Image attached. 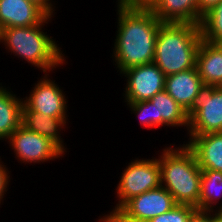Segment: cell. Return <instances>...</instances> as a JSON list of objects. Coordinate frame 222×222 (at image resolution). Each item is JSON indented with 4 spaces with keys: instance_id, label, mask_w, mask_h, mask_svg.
<instances>
[{
    "instance_id": "1",
    "label": "cell",
    "mask_w": 222,
    "mask_h": 222,
    "mask_svg": "<svg viewBox=\"0 0 222 222\" xmlns=\"http://www.w3.org/2000/svg\"><path fill=\"white\" fill-rule=\"evenodd\" d=\"M115 3L117 33L110 58L121 75L128 68L154 62L156 39L162 22L149 8H137L125 0Z\"/></svg>"
},
{
    "instance_id": "2",
    "label": "cell",
    "mask_w": 222,
    "mask_h": 222,
    "mask_svg": "<svg viewBox=\"0 0 222 222\" xmlns=\"http://www.w3.org/2000/svg\"><path fill=\"white\" fill-rule=\"evenodd\" d=\"M53 16H47L40 24L28 27H9L0 29V44L22 61L38 68L41 72L52 73L64 64L67 56L63 53L60 44L54 36L47 34V24L51 23ZM66 56V57H65Z\"/></svg>"
},
{
    "instance_id": "3",
    "label": "cell",
    "mask_w": 222,
    "mask_h": 222,
    "mask_svg": "<svg viewBox=\"0 0 222 222\" xmlns=\"http://www.w3.org/2000/svg\"><path fill=\"white\" fill-rule=\"evenodd\" d=\"M158 157L161 186L177 204L191 205L198 210L200 197L201 168L193 151L183 143L164 147Z\"/></svg>"
},
{
    "instance_id": "4",
    "label": "cell",
    "mask_w": 222,
    "mask_h": 222,
    "mask_svg": "<svg viewBox=\"0 0 222 222\" xmlns=\"http://www.w3.org/2000/svg\"><path fill=\"white\" fill-rule=\"evenodd\" d=\"M201 41L199 25L161 23L156 39L154 63L165 76L194 68Z\"/></svg>"
},
{
    "instance_id": "5",
    "label": "cell",
    "mask_w": 222,
    "mask_h": 222,
    "mask_svg": "<svg viewBox=\"0 0 222 222\" xmlns=\"http://www.w3.org/2000/svg\"><path fill=\"white\" fill-rule=\"evenodd\" d=\"M152 159H132L128 166L122 170L120 181L116 186L117 203L107 214L99 216V222H106L114 215L128 200L139 196L146 191L158 188L161 185L160 165L158 157Z\"/></svg>"
},
{
    "instance_id": "6",
    "label": "cell",
    "mask_w": 222,
    "mask_h": 222,
    "mask_svg": "<svg viewBox=\"0 0 222 222\" xmlns=\"http://www.w3.org/2000/svg\"><path fill=\"white\" fill-rule=\"evenodd\" d=\"M131 114H135L140 125L147 129L158 127H183L188 131L187 112L165 91H161L150 100L127 103ZM186 127V128H185Z\"/></svg>"
},
{
    "instance_id": "7",
    "label": "cell",
    "mask_w": 222,
    "mask_h": 222,
    "mask_svg": "<svg viewBox=\"0 0 222 222\" xmlns=\"http://www.w3.org/2000/svg\"><path fill=\"white\" fill-rule=\"evenodd\" d=\"M187 114L189 127L186 135L222 132V87L204 84Z\"/></svg>"
},
{
    "instance_id": "8",
    "label": "cell",
    "mask_w": 222,
    "mask_h": 222,
    "mask_svg": "<svg viewBox=\"0 0 222 222\" xmlns=\"http://www.w3.org/2000/svg\"><path fill=\"white\" fill-rule=\"evenodd\" d=\"M13 153L15 160L20 163L42 164L54 161L65 156V154L48 138L36 132L28 130L22 124L6 140Z\"/></svg>"
},
{
    "instance_id": "9",
    "label": "cell",
    "mask_w": 222,
    "mask_h": 222,
    "mask_svg": "<svg viewBox=\"0 0 222 222\" xmlns=\"http://www.w3.org/2000/svg\"><path fill=\"white\" fill-rule=\"evenodd\" d=\"M176 205L174 197L160 185L128 200L107 221H150Z\"/></svg>"
},
{
    "instance_id": "10",
    "label": "cell",
    "mask_w": 222,
    "mask_h": 222,
    "mask_svg": "<svg viewBox=\"0 0 222 222\" xmlns=\"http://www.w3.org/2000/svg\"><path fill=\"white\" fill-rule=\"evenodd\" d=\"M50 74L44 73V76L33 84L30 94L23 97L22 110H33L53 118H69L68 98L63 87H59L56 80L50 78Z\"/></svg>"
},
{
    "instance_id": "11",
    "label": "cell",
    "mask_w": 222,
    "mask_h": 222,
    "mask_svg": "<svg viewBox=\"0 0 222 222\" xmlns=\"http://www.w3.org/2000/svg\"><path fill=\"white\" fill-rule=\"evenodd\" d=\"M121 78L126 81L123 95L125 103L150 100L165 89V75L153 62L124 70Z\"/></svg>"
},
{
    "instance_id": "12",
    "label": "cell",
    "mask_w": 222,
    "mask_h": 222,
    "mask_svg": "<svg viewBox=\"0 0 222 222\" xmlns=\"http://www.w3.org/2000/svg\"><path fill=\"white\" fill-rule=\"evenodd\" d=\"M48 14L30 0H0V29L40 24Z\"/></svg>"
},
{
    "instance_id": "13",
    "label": "cell",
    "mask_w": 222,
    "mask_h": 222,
    "mask_svg": "<svg viewBox=\"0 0 222 222\" xmlns=\"http://www.w3.org/2000/svg\"><path fill=\"white\" fill-rule=\"evenodd\" d=\"M204 85L196 66L165 77V91L188 112L196 100V96Z\"/></svg>"
},
{
    "instance_id": "14",
    "label": "cell",
    "mask_w": 222,
    "mask_h": 222,
    "mask_svg": "<svg viewBox=\"0 0 222 222\" xmlns=\"http://www.w3.org/2000/svg\"><path fill=\"white\" fill-rule=\"evenodd\" d=\"M187 136L183 143L193 151L199 167L222 172V132Z\"/></svg>"
},
{
    "instance_id": "15",
    "label": "cell",
    "mask_w": 222,
    "mask_h": 222,
    "mask_svg": "<svg viewBox=\"0 0 222 222\" xmlns=\"http://www.w3.org/2000/svg\"><path fill=\"white\" fill-rule=\"evenodd\" d=\"M68 121V118H53L33 110H22V125L28 130L48 138L64 154H67L68 148L61 136L64 132L61 131L68 128Z\"/></svg>"
},
{
    "instance_id": "16",
    "label": "cell",
    "mask_w": 222,
    "mask_h": 222,
    "mask_svg": "<svg viewBox=\"0 0 222 222\" xmlns=\"http://www.w3.org/2000/svg\"><path fill=\"white\" fill-rule=\"evenodd\" d=\"M149 9L162 23L198 25V0H157Z\"/></svg>"
},
{
    "instance_id": "17",
    "label": "cell",
    "mask_w": 222,
    "mask_h": 222,
    "mask_svg": "<svg viewBox=\"0 0 222 222\" xmlns=\"http://www.w3.org/2000/svg\"><path fill=\"white\" fill-rule=\"evenodd\" d=\"M195 66L204 84L222 87V50L215 43L201 41Z\"/></svg>"
},
{
    "instance_id": "18",
    "label": "cell",
    "mask_w": 222,
    "mask_h": 222,
    "mask_svg": "<svg viewBox=\"0 0 222 222\" xmlns=\"http://www.w3.org/2000/svg\"><path fill=\"white\" fill-rule=\"evenodd\" d=\"M0 83V141L6 140L22 124L23 98Z\"/></svg>"
},
{
    "instance_id": "19",
    "label": "cell",
    "mask_w": 222,
    "mask_h": 222,
    "mask_svg": "<svg viewBox=\"0 0 222 222\" xmlns=\"http://www.w3.org/2000/svg\"><path fill=\"white\" fill-rule=\"evenodd\" d=\"M220 200H222V172L201 169L198 210L209 212L218 211L222 207V201Z\"/></svg>"
},
{
    "instance_id": "20",
    "label": "cell",
    "mask_w": 222,
    "mask_h": 222,
    "mask_svg": "<svg viewBox=\"0 0 222 222\" xmlns=\"http://www.w3.org/2000/svg\"><path fill=\"white\" fill-rule=\"evenodd\" d=\"M199 26L202 40L215 43L222 39V1L202 16Z\"/></svg>"
},
{
    "instance_id": "21",
    "label": "cell",
    "mask_w": 222,
    "mask_h": 222,
    "mask_svg": "<svg viewBox=\"0 0 222 222\" xmlns=\"http://www.w3.org/2000/svg\"><path fill=\"white\" fill-rule=\"evenodd\" d=\"M196 210L197 208L191 205L177 204L168 212L152 218L150 222H188Z\"/></svg>"
},
{
    "instance_id": "22",
    "label": "cell",
    "mask_w": 222,
    "mask_h": 222,
    "mask_svg": "<svg viewBox=\"0 0 222 222\" xmlns=\"http://www.w3.org/2000/svg\"><path fill=\"white\" fill-rule=\"evenodd\" d=\"M0 156V205L3 204L4 196L9 189L10 181L12 180L11 171H9L8 167H6V163L1 160ZM2 203V204H1Z\"/></svg>"
},
{
    "instance_id": "23",
    "label": "cell",
    "mask_w": 222,
    "mask_h": 222,
    "mask_svg": "<svg viewBox=\"0 0 222 222\" xmlns=\"http://www.w3.org/2000/svg\"><path fill=\"white\" fill-rule=\"evenodd\" d=\"M221 1L222 0H198V25L201 22L202 16Z\"/></svg>"
},
{
    "instance_id": "24",
    "label": "cell",
    "mask_w": 222,
    "mask_h": 222,
    "mask_svg": "<svg viewBox=\"0 0 222 222\" xmlns=\"http://www.w3.org/2000/svg\"><path fill=\"white\" fill-rule=\"evenodd\" d=\"M40 6L49 16H53L56 14V7L54 6V0H30ZM53 2V3H52Z\"/></svg>"
},
{
    "instance_id": "25",
    "label": "cell",
    "mask_w": 222,
    "mask_h": 222,
    "mask_svg": "<svg viewBox=\"0 0 222 222\" xmlns=\"http://www.w3.org/2000/svg\"><path fill=\"white\" fill-rule=\"evenodd\" d=\"M188 222H211V212L196 210Z\"/></svg>"
},
{
    "instance_id": "26",
    "label": "cell",
    "mask_w": 222,
    "mask_h": 222,
    "mask_svg": "<svg viewBox=\"0 0 222 222\" xmlns=\"http://www.w3.org/2000/svg\"><path fill=\"white\" fill-rule=\"evenodd\" d=\"M128 4L137 8H150L157 0H125Z\"/></svg>"
},
{
    "instance_id": "27",
    "label": "cell",
    "mask_w": 222,
    "mask_h": 222,
    "mask_svg": "<svg viewBox=\"0 0 222 222\" xmlns=\"http://www.w3.org/2000/svg\"><path fill=\"white\" fill-rule=\"evenodd\" d=\"M211 222H222V214L219 211L211 212Z\"/></svg>"
},
{
    "instance_id": "28",
    "label": "cell",
    "mask_w": 222,
    "mask_h": 222,
    "mask_svg": "<svg viewBox=\"0 0 222 222\" xmlns=\"http://www.w3.org/2000/svg\"><path fill=\"white\" fill-rule=\"evenodd\" d=\"M215 44L222 50V39L217 40Z\"/></svg>"
},
{
    "instance_id": "29",
    "label": "cell",
    "mask_w": 222,
    "mask_h": 222,
    "mask_svg": "<svg viewBox=\"0 0 222 222\" xmlns=\"http://www.w3.org/2000/svg\"><path fill=\"white\" fill-rule=\"evenodd\" d=\"M106 222H150V221H106Z\"/></svg>"
},
{
    "instance_id": "30",
    "label": "cell",
    "mask_w": 222,
    "mask_h": 222,
    "mask_svg": "<svg viewBox=\"0 0 222 222\" xmlns=\"http://www.w3.org/2000/svg\"><path fill=\"white\" fill-rule=\"evenodd\" d=\"M218 211L222 214V207Z\"/></svg>"
}]
</instances>
